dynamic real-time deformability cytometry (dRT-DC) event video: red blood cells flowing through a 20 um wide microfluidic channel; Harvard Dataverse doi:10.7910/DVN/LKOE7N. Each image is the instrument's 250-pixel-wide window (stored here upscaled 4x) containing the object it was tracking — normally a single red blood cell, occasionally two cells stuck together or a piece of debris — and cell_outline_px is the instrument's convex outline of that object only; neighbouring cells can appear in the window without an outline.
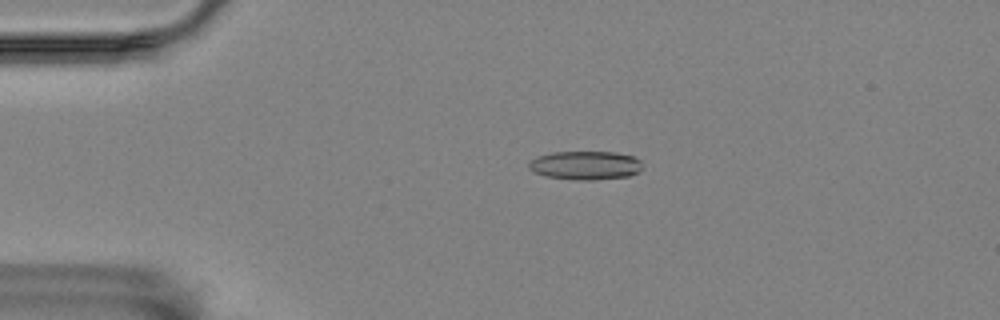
{"species": "Egyptian fruit bat (a non-hibernating species)", "species_latin": "Rousettus aegyptiacus", "temperature_condition": "room temperature", "stored_images_in_passage": 40, "camera_frame_rate_fps": 3000, "um_per_image_px": 0.085, "animal": {"sex": "female"}, "frame": {"image": 1, "passage_image": 3, "time_ms": 0.667, "image_size_px": [1000, 320], "cell_outline_px": [[640, 172], [628, 176], [592, 180], [576, 180], [548, 176], [532, 172], [528, 168], [528, 160], [536, 156], [552, 152], [616, 152], [632, 156], [640, 160]], "centroid_in_image_um": [49.7, 14.05], "position_along_channel_um": 35.3, "area_um2": 19.07}}
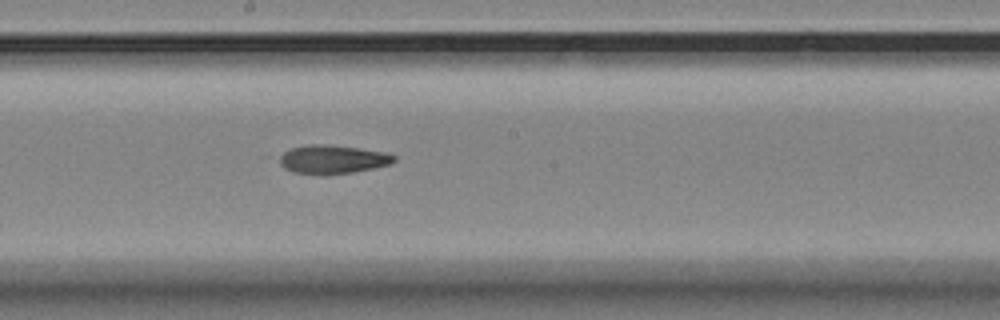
{"frame": {"image": 2, "passage_image": 22, "time_ms": 7.0, "image_size_px": [1000, 320], "cell_outline_px": [[396, 160], [392, 164], [352, 172], [296, 172], [284, 168], [280, 164], [280, 156], [284, 152], [292, 148], [308, 144], [324, 144], [360, 148], [388, 152], [396, 156]], "centroid_in_image_um": [28.34, 13.5], "position_along_channel_um": 219.9, "area_um2": 18.5}}
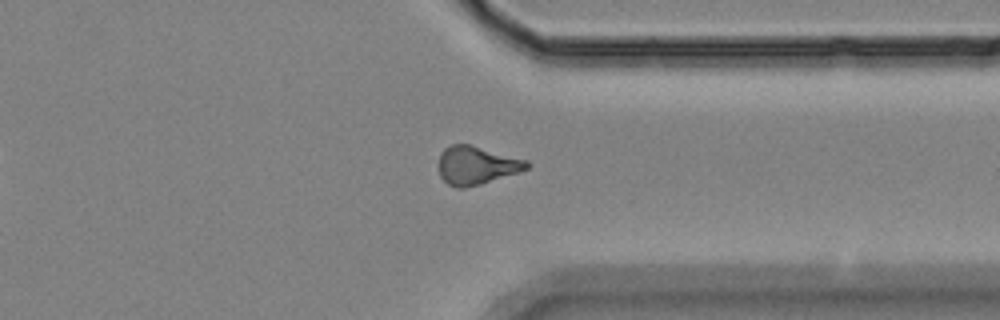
{"frame": {"image": 3, "passage_image": 35, "time_ms": 11.333, "image_size_px": [1000, 320], "cell_outline_px": [[528, 168], [480, 184], [464, 188], [456, 188], [448, 184], [440, 176], [440, 152], [444, 148], [452, 144], [468, 144], [528, 160]], "centroid_in_image_um": [40.47, 14.04], "position_along_channel_um": 370.9, "area_um2": 19.25}, "authors_computed_cell_mechanics": {"area_um2": 19.074, "velocity_mm_per_s": 3.5049, "shape_relaxation_time_tau1_ms": 6.5244, "shape_relaxation_time_tau2_ms": 4.8313, "deformation_change_tau1": 0.1549, "deformation_change_tau2": 0.1304}}